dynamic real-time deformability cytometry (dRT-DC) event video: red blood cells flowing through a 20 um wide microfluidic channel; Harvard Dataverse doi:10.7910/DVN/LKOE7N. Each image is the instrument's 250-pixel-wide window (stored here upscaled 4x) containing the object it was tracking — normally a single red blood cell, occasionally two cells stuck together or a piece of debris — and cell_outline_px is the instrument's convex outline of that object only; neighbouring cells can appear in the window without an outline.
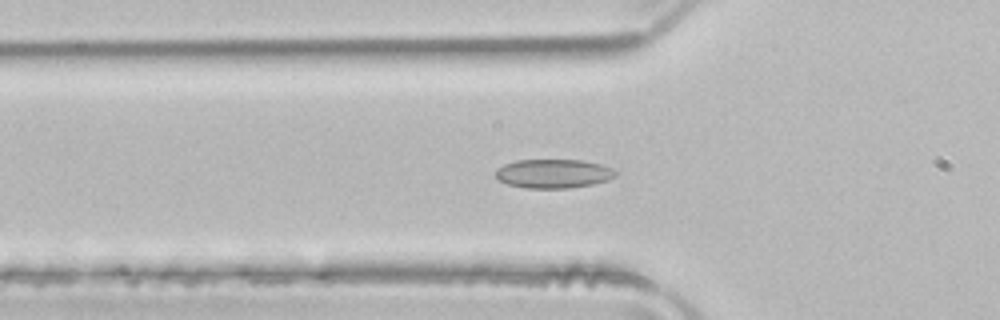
{"species": "common noctule bat (a hibernating species)", "species_latin": "Nyctalus noctula", "temperature_condition": "room temperature", "stored_images_in_passage": 49, "camera_frame_rate_fps": 3000, "um_per_image_px": 0.085, "animal": {"sex": "male", "body_mass_g": 21.5, "forearm_length_mm": 52.0}, "frame": {"image": 1, "passage_image": 15, "time_ms": 4.667, "image_size_px": [1000, 320], "cell_outline_px": [[616, 176], [608, 180], [592, 184], [568, 188], [524, 188], [508, 184], [500, 180], [496, 176], [496, 168], [504, 164], [516, 160], [584, 160], [600, 164], [612, 168], [616, 172]], "centroid_in_image_um": [47.04, 14.75], "position_along_channel_um": 78.8, "area_um2": 20.23}}
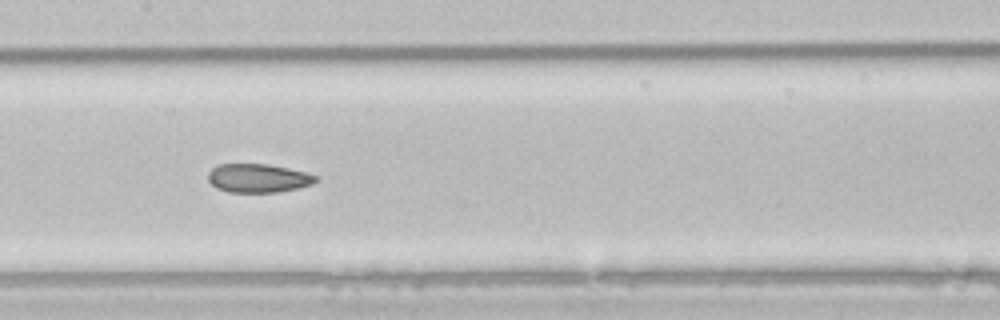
{"frame": {"image": 2, "passage_image": 23, "time_ms": 7.333, "image_size_px": [1000, 320], "cell_outline_px": [[316, 180], [312, 184], [300, 188], [280, 192], [228, 192], [216, 188], [208, 180], [208, 172], [212, 168], [220, 164], [268, 164], [288, 168], [304, 172], [316, 176]], "centroid_in_image_um": [21.92, 15.15], "position_along_channel_um": 185.5, "area_um2": 17.98}}
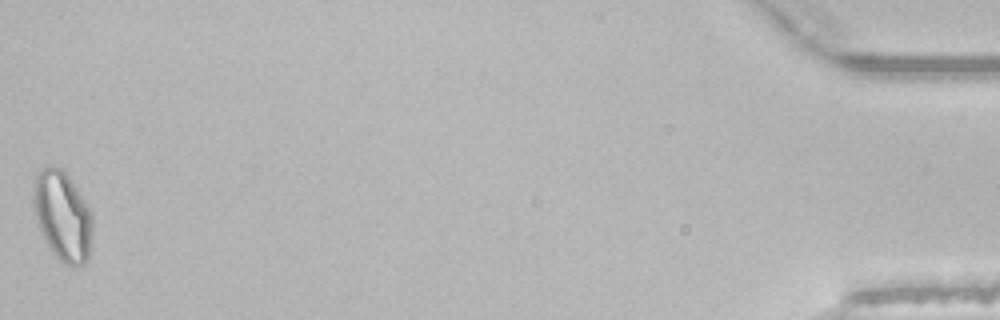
{"frame": {"image": 3, "passage_image": 49, "time_ms": 16.0, "image_size_px": [1000, 320], "cell_outline_px": [[92, 244], [88, 260], [84, 264], [64, 264], [56, 256], [48, 244], [40, 228], [36, 216], [32, 200], [32, 184], [36, 172], [40, 168], [60, 168], [64, 172], [76, 188], [84, 200], [92, 216]], "centroid_in_image_um": [5.31, 18.35], "position_along_channel_um": 429.9, "area_um2": 30.46}, "authors_computed_cell_mechanics": {"area_um2": 21.0392, "velocity_mm_per_s": 3.958, "shape_relaxation_time_tau1_ms": null, "shape_relaxation_time_tau2_ms": 2.7323, "deformation_change_tau1": null, "deformation_change_tau2": 0.0653}}